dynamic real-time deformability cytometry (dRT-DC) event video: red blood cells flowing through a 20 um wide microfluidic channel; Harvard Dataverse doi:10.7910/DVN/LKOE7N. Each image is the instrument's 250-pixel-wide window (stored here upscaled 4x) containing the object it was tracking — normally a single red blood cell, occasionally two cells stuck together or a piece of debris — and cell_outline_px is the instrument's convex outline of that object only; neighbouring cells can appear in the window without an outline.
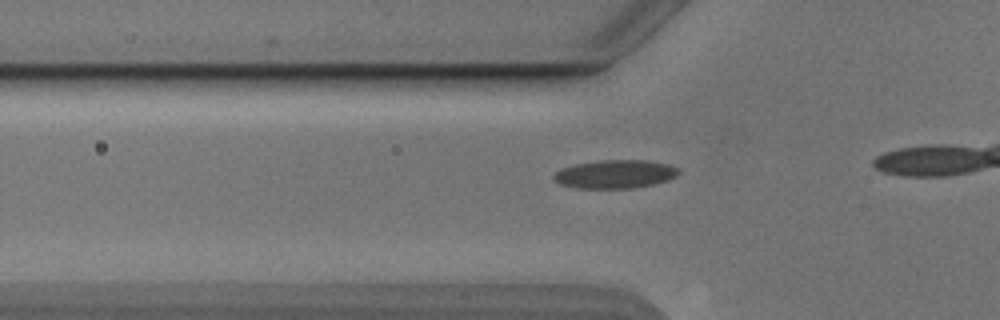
{"species": "Egyptian fruit bat (a non-hibernating species)", "species_latin": "Rousettus aegyptiacus", "temperature_condition": "cold", "stored_images_in_passage": 8, "camera_frame_rate_fps": 3000, "um_per_image_px": 0.085, "animal": {"sex": "male"}, "frame": {"image": 1, "passage_image": 3, "time_ms": 0.667, "image_size_px": [1000, 320], "cell_outline_px": [[680, 172], [676, 176], [668, 180], [652, 184], [632, 188], [576, 188], [560, 184], [552, 176], [560, 168], [572, 164], [600, 160], [648, 160], [668, 164], [680, 168]], "centroid_in_image_um": [52.28, 14.79], "position_along_channel_um": 73.5, "area_um2": 20.81}}
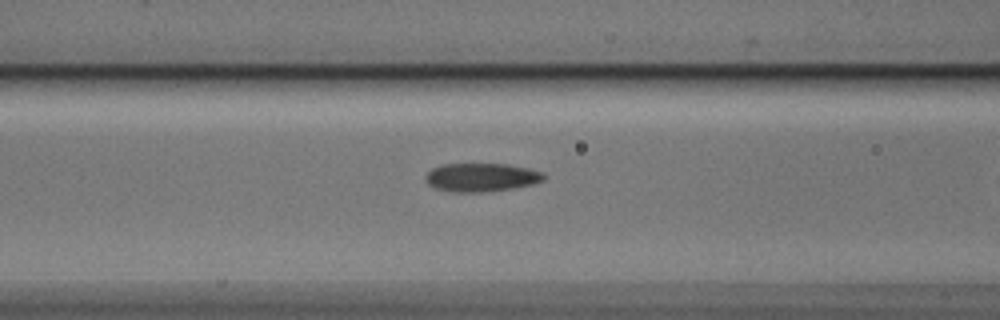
{"frame": {"image": 2, "passage_image": 7, "time_ms": 2.0, "image_size_px": [1000, 320], "cell_outline_px": [[548, 176], [544, 180], [532, 184], [512, 188], [480, 192], [452, 192], [436, 188], [428, 184], [424, 176], [432, 168], [444, 164], [508, 164], [528, 168], [544, 172]], "centroid_in_image_um": [40.94, 15.07], "position_along_channel_um": 125.7, "area_um2": 19.65}}